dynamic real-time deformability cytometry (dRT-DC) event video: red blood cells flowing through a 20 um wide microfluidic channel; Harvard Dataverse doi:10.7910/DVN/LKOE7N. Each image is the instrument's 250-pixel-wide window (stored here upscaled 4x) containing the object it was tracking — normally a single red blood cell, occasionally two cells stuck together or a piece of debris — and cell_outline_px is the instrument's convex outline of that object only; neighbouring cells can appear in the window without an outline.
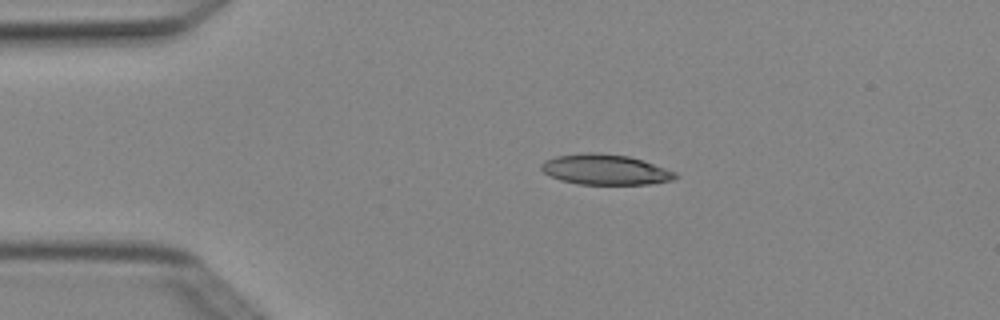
{"species": "Egyptian fruit bat (a non-hibernating species)", "species_latin": "Rousettus aegyptiacus", "temperature_condition": "cold", "stored_images_in_passage": 3, "camera_frame_rate_fps": 3000, "um_per_image_px": 0.085, "animal": {"sex": "female"}, "frame": {"image": 1, "passage_image": 2, "time_ms": 0.333, "image_size_px": [1000, 320], "cell_outline_px": [[680, 176], [672, 180], [648, 184], [576, 184], [560, 180], [544, 172], [540, 168], [540, 164], [544, 160], [556, 156], [588, 152], [592, 152], [628, 156], [676, 172]], "centroid_in_image_um": [51.41, 14.42], "position_along_channel_um": 33.6, "area_um2": 23.52}}